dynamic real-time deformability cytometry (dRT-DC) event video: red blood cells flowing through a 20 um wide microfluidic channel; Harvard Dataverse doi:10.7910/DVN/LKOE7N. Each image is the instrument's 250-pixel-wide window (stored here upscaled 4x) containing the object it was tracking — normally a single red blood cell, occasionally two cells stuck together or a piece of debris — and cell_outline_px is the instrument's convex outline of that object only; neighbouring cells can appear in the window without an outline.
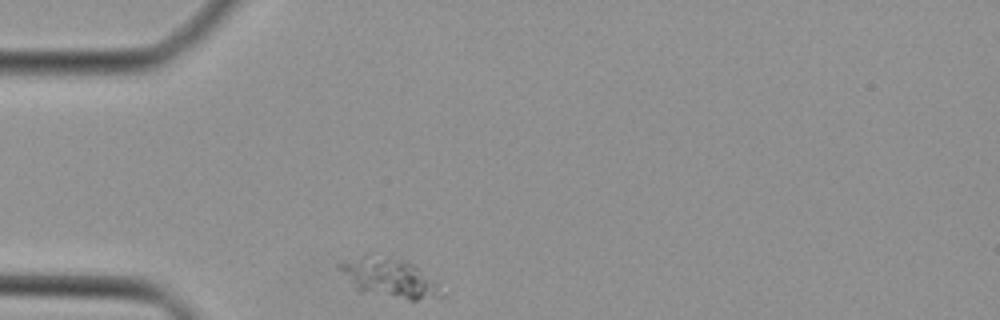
{"species": "Egyptian fruit bat (a non-hibernating species)", "species_latin": "Rousettus aegyptiacus", "temperature_condition": "cold", "stored_images_in_passage": 36, "camera_frame_rate_fps": 3000, "um_per_image_px": 0.085, "animal": {"sex": "female"}, "frame": {"image": 1, "passage_image": 1, "time_ms": 0.0, "image_size_px": [1000, 320], "cell_outline_px": [[448, 292], [444, 296], [416, 300], [408, 300], [360, 292], [352, 284], [336, 264], [368, 252], [372, 252], [392, 256], [404, 260], [420, 268]], "centroid_in_image_um": [33.15, 23.59], "position_along_channel_um": 51.9, "area_um2": 23.93}}
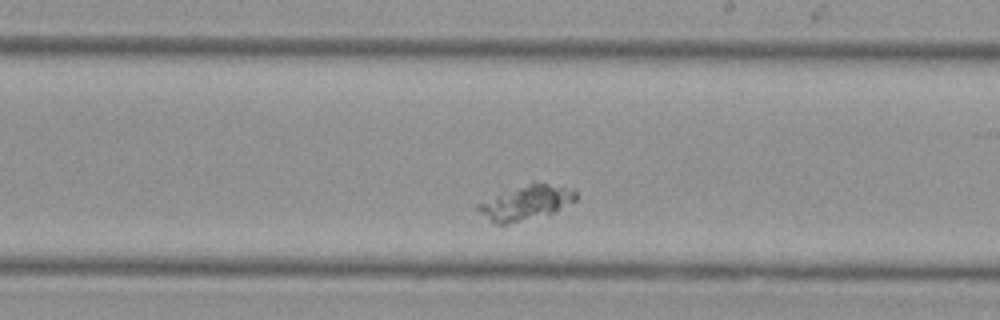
{"frame": {"image": 2, "passage_image": 16, "time_ms": 5.0, "image_size_px": [1000, 320], "cell_outline_px": [[576, 200], [548, 216], [508, 224], [492, 224], [476, 208], [476, 204], [532, 180], [576, 188]], "centroid_in_image_um": [44.77, 17.22], "position_along_channel_um": 244.2, "area_um2": 20.35}}
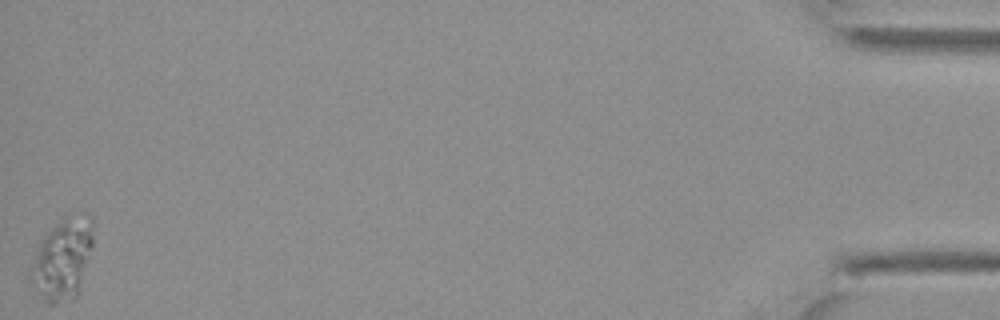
{"frame": {"image": 3, "passage_image": 36, "time_ms": 11.667, "image_size_px": [1000, 320], "cell_outline_px": [[92, 244], [76, 296], [52, 304], [48, 304], [36, 292], [32, 284], [32, 264], [40, 244], [44, 236], [56, 224], [64, 220], [88, 216], [92, 216]], "centroid_in_image_um": [5.3, 22.07], "position_along_channel_um": 429.9, "area_um2": 27.74}}